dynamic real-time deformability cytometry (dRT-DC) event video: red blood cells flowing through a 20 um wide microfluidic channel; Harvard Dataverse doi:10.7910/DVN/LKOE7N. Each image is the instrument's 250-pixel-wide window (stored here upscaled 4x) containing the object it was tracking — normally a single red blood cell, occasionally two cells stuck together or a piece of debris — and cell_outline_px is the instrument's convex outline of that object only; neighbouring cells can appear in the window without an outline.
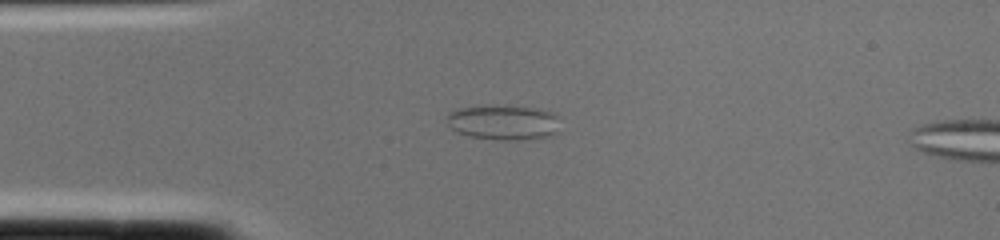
{"species": "common noctule bat (a hibernating species)", "species_latin": "Nyctalus noctula", "temperature_condition": "cold", "stored_images_in_passage": 2, "camera_frame_rate_fps": 3000, "um_per_image_px": 0.085, "animal": {"sex": "female", "body_mass_g": 22.0, "forearm_length_mm": 56.7}, "frame": {"image": 1, "passage_image": 1, "time_ms": 0.0, "image_size_px": [1000, 240], "cell_outline_px": [[560, 132], [552, 136], [516, 140], [504, 140], [468, 136], [456, 132], [444, 120], [448, 112], [460, 108], [536, 108], [552, 112], [556, 116]], "centroid_in_image_um": [42.8, 10.45], "position_along_channel_um": 42.2, "area_um2": 22.43}}